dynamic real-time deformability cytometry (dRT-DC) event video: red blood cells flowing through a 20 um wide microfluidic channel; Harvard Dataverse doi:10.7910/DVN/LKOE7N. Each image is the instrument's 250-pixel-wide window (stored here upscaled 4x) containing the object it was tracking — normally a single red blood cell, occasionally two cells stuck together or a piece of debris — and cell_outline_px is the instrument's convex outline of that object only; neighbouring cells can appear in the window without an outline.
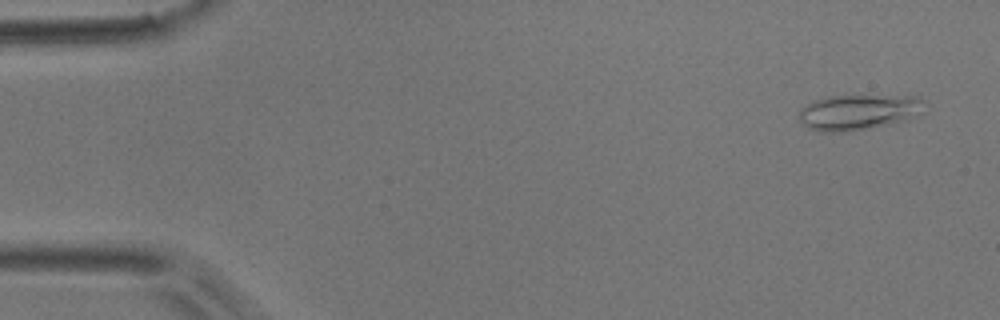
{"species": "common noctule bat (a hibernating species)", "species_latin": "Nyctalus noctula", "temperature_condition": "room temperature", "stored_images_in_passage": 54, "camera_frame_rate_fps": 3000, "um_per_image_px": 0.085, "animal": {"sex": "male", "body_mass_g": 17.9}, "frame": {"image": 1, "passage_image": 3, "time_ms": 0.667, "image_size_px": [1000, 320], "cell_outline_px": [[928, 100], [908, 116], [900, 120], [872, 128], [848, 132], [820, 132], [808, 128], [800, 120], [800, 108], [816, 100], [832, 96], [916, 96]], "centroid_in_image_um": [72.85, 9.53], "position_along_channel_um": 12.1, "area_um2": 25.09}}
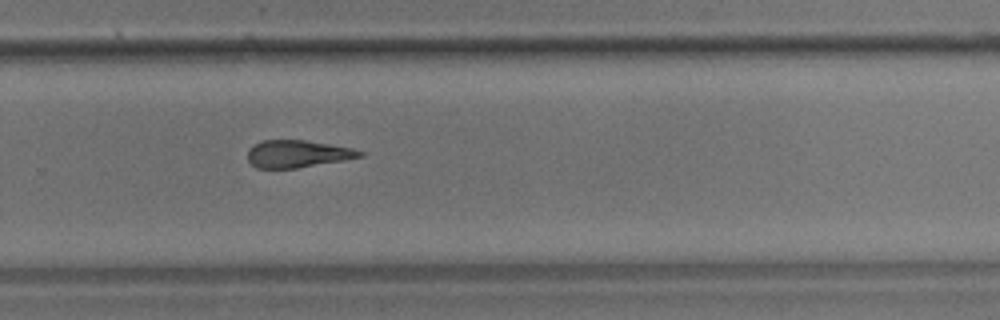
{"frame": {"image": 2, "passage_image": 36, "time_ms": 11.667, "image_size_px": [1000, 320], "cell_outline_px": [[364, 156], [344, 160], [296, 168], [256, 168], [248, 160], [248, 148], [260, 140], [304, 140], [352, 148], [364, 152]], "centroid_in_image_um": [25.26, 13.07], "position_along_channel_um": 304.5, "area_um2": 17.8}}
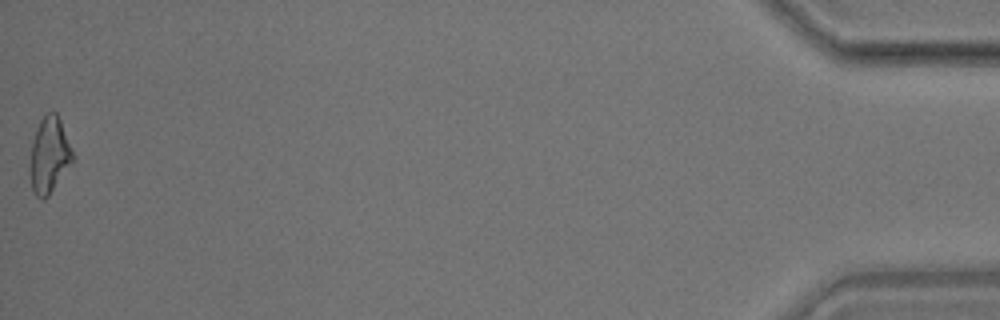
{"frame": {"image": 3, "passage_image": 54, "time_ms": 17.667, "image_size_px": [1000, 320], "cell_outline_px": [[72, 164], [48, 196], [44, 200], [40, 200], [36, 196], [32, 188], [28, 168], [32, 140], [36, 128], [40, 120], [48, 112], [56, 112], [60, 120], [72, 152]], "centroid_in_image_um": [4.14, 13.23], "position_along_channel_um": 431.1, "area_um2": 18.9}, "authors_computed_cell_mechanics": {"area_um2": 19.074, "velocity_mm_per_s": 3.7087, "shape_relaxation_time_tau1_ms": 10.7434, "shape_relaxation_time_tau2_ms": 4.8969, "deformation_change_tau1": 0.24, "deformation_change_tau2": 0.1717}}